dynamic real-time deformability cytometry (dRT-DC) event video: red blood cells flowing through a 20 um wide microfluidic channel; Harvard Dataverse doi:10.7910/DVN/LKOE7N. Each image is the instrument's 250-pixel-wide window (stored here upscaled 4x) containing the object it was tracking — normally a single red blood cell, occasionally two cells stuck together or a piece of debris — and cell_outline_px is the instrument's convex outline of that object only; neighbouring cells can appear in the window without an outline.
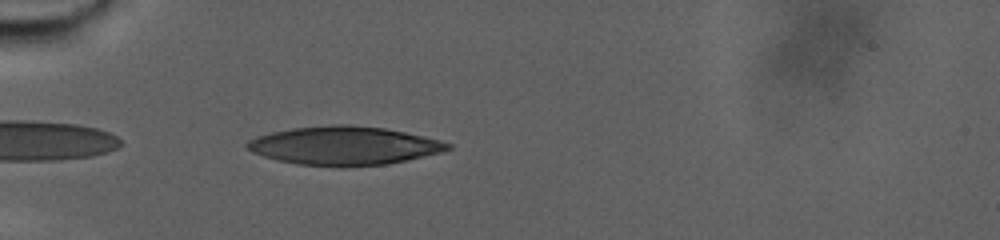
{"species": "human", "species_latin": "Homo sapiens", "temperature_condition": "warm", "stored_images_in_passage": 58, "camera_frame_rate_fps": 3000, "um_per_image_px": 0.085, "donor": {"sex": "male"}, "frame": {"image": 1, "passage_image": 3, "time_ms": 0.667, "image_size_px": [1000, 240], "cell_outline_px": [[452, 148], [440, 152], [404, 160], [384, 164], [344, 168], [340, 168], [296, 164], [264, 156], [252, 152], [244, 144], [248, 140], [256, 136], [272, 132], [292, 128], [332, 124], [352, 124], [384, 128], [404, 132], [452, 144]], "centroid_in_image_um": [29.18, 12.39], "position_along_channel_um": 55.8, "area_um2": 45.03}}
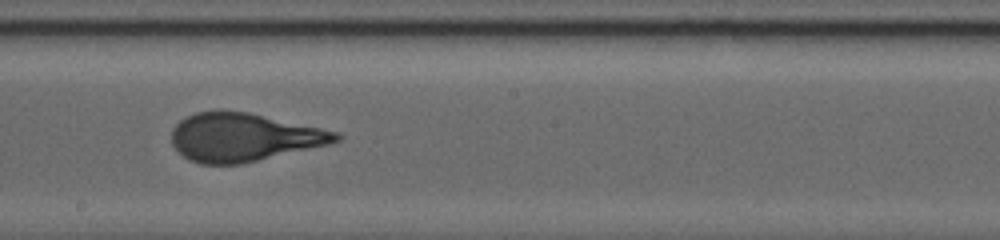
{"frame": {"image": 2, "passage_image": 27, "time_ms": 8.667, "image_size_px": [1000, 240], "cell_outline_px": [[344, 136], [340, 140], [328, 144], [240, 164], [200, 164], [188, 160], [172, 144], [172, 128], [180, 120], [196, 112], [220, 108], [248, 112], [340, 132]], "centroid_in_image_um": [20.69, 11.64], "position_along_channel_um": 227.5, "area_um2": 46.36}}
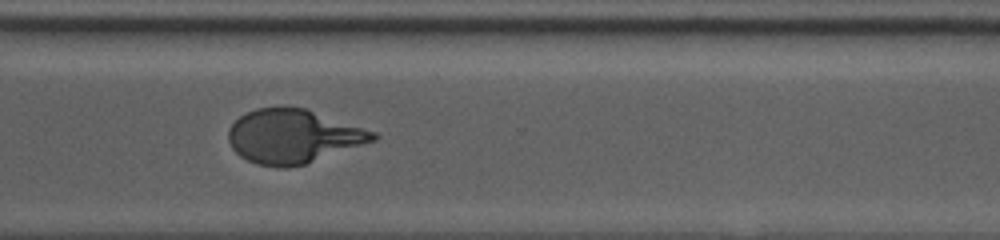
{"frame": {"image": 3, "passage_image": 42, "time_ms": 13.667, "image_size_px": [1000, 240], "cell_outline_px": [[380, 136], [376, 140], [304, 164], [284, 168], [256, 164], [240, 156], [232, 148], [228, 140], [228, 128], [240, 116], [256, 108], [280, 104], [304, 108], [376, 132]], "centroid_in_image_um": [24.88, 11.56], "position_along_channel_um": 345.7, "area_um2": 45.49}, "authors_computed_cell_mechanics": {"area_um2": 45.8643, "velocity_mm_per_s": 2.3694, "shape_relaxation_time_tau1_ms": 8.6468, "shape_relaxation_time_tau2_ms": null, "deformation_change_tau1": 0.292, "deformation_change_tau2": null}}